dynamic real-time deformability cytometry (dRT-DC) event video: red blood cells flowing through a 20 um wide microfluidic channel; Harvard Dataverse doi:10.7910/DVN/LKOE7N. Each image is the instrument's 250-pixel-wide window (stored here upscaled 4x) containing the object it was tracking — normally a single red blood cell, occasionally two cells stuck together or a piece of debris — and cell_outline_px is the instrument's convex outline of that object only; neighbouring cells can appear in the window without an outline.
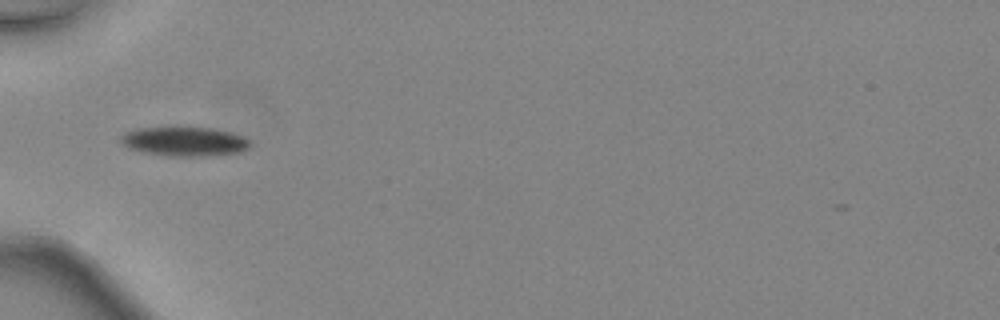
{"species": "common noctule bat (a hibernating species)", "species_latin": "Nyctalus noctula", "temperature_condition": "warm", "stored_images_in_passage": 30, "camera_frame_rate_fps": 3000, "um_per_image_px": 0.085, "animal": {"sex": "female", "body_mass_g": 24.6, "forearm_length_mm": 56.2}, "frame": {"image": 1, "passage_image": 1, "time_ms": 0.0, "image_size_px": [1000, 320], "cell_outline_px": [[252, 144], [248, 148], [240, 152], [208, 156], [164, 156], [144, 152], [128, 148], [120, 140], [120, 136], [124, 132], [136, 128], [176, 124], [180, 124], [212, 128], [232, 132], [244, 136]], "centroid_in_image_um": [15.65, 11.97], "position_along_channel_um": 69.3, "area_um2": 23.24}}
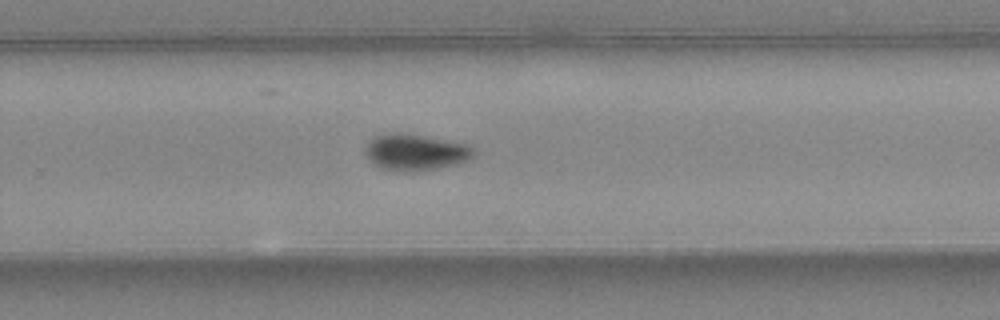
{"frame": {"image": 2, "passage_image": 16, "time_ms": 5.0, "image_size_px": [1000, 320], "cell_outline_px": [[476, 156], [468, 160], [456, 164], [436, 168], [404, 172], [380, 168], [364, 152], [364, 148], [372, 136], [388, 132], [408, 132], [468, 144], [476, 152]], "centroid_in_image_um": [35.31, 12.9], "position_along_channel_um": 294.5, "area_um2": 23.29}}
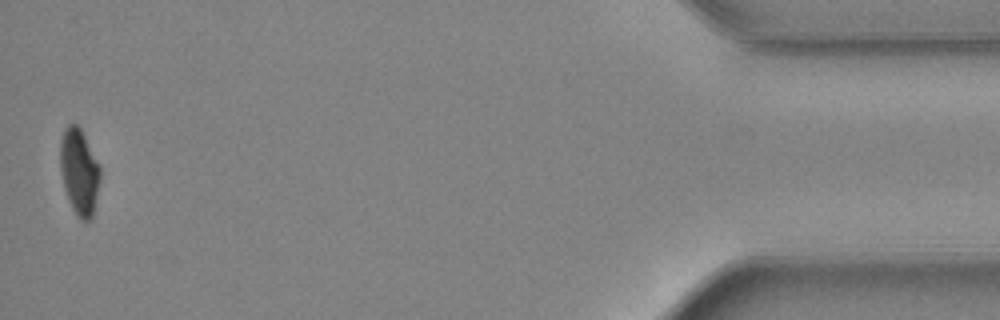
{"frame": {"image": 3, "passage_image": 30, "time_ms": 9.667, "image_size_px": [1000, 320], "cell_outline_px": [[100, 180], [92, 216], [88, 220], [80, 220], [76, 216], [68, 200], [64, 188], [60, 172], [60, 140], [64, 128], [68, 124], [76, 124], [80, 128], [100, 164]], "centroid_in_image_um": [6.72, 14.58], "position_along_channel_um": 428.5, "area_um2": 20.17}, "authors_computed_cell_mechanics": {"area_um2": 22.3397, "velocity_mm_per_s": 4.5415, "shape_relaxation_time_tau1_ms": 3.5681, "shape_relaxation_time_tau2_ms": null, "deformation_change_tau1": 0.1464, "deformation_change_tau2": null}}